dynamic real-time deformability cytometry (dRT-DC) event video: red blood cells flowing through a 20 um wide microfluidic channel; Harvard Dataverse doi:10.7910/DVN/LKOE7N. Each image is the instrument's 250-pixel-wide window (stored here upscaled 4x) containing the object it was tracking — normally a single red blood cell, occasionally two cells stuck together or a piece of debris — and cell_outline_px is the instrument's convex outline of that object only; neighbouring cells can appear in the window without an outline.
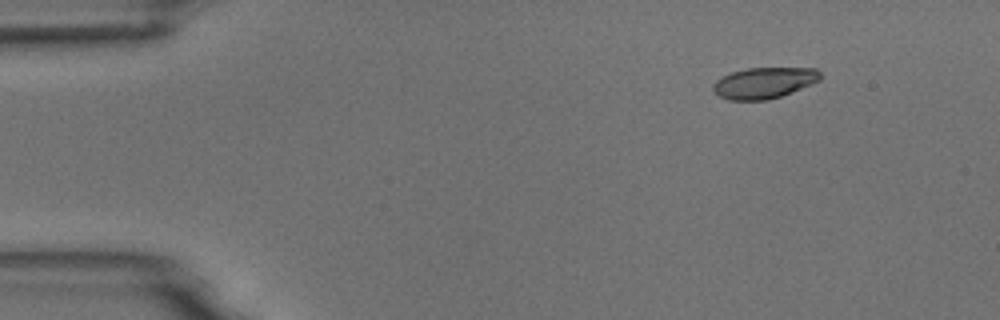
{"species": "common noctule bat (a hibernating species)", "species_latin": "Nyctalus noctula", "temperature_condition": "room temperature", "stored_images_in_passage": 4, "camera_frame_rate_fps": 3000, "um_per_image_px": 0.085, "animal": {"sex": "male", "body_mass_g": 18.8}, "frame": {"image": 1, "passage_image": 2, "time_ms": 1.333, "image_size_px": [1000, 320], "cell_outline_px": [[820, 80], [812, 84], [780, 96], [764, 100], [728, 100], [720, 96], [712, 88], [712, 84], [720, 76], [732, 72], [748, 68], [816, 68], [820, 72]], "centroid_in_image_um": [64.92, 7.03], "position_along_channel_um": 20.1, "area_um2": 19.31}}
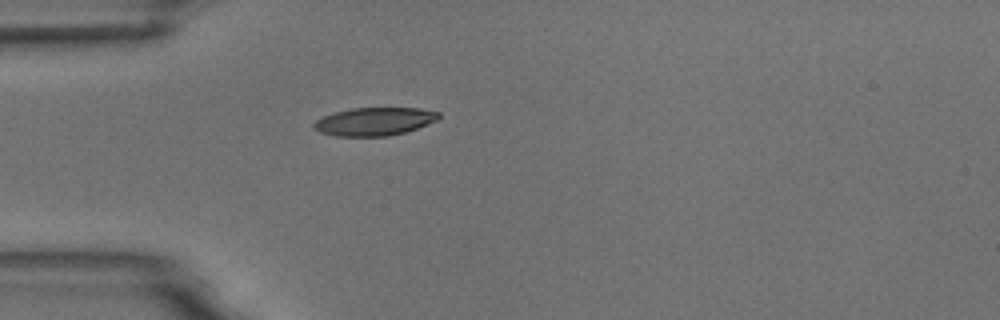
{"frame": {"image": 2, "passage_image": 4, "time_ms": 4.333, "image_size_px": [1000, 320], "cell_outline_px": [[440, 116], [436, 120], [416, 128], [404, 132], [388, 136], [336, 136], [320, 132], [312, 128], [312, 124], [316, 120], [324, 116], [336, 112], [352, 108], [420, 108], [440, 112]], "centroid_in_image_um": [31.8, 10.32], "position_along_channel_um": 53.2, "area_um2": 20.29}}